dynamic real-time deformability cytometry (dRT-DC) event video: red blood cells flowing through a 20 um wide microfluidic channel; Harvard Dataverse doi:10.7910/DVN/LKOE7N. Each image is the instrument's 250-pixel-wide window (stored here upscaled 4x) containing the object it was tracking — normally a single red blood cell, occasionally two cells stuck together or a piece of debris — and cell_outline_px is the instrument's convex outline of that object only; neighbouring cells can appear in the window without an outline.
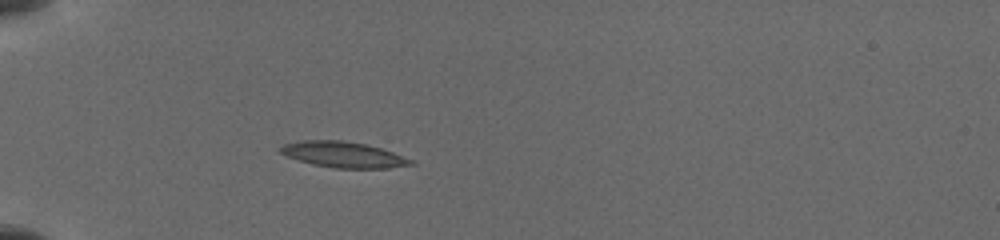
{"species": "common noctule bat (a hibernating species)", "species_latin": "Nyctalus noctula", "temperature_condition": "cold", "stored_images_in_passage": 3, "camera_frame_rate_fps": 3000, "um_per_image_px": 0.085, "animal": {"sex": "female", "body_mass_g": 19.5, "forearm_length_mm": 54.1}, "frame": {"image": 1, "passage_image": 1, "time_ms": 0.0, "image_size_px": [1000, 240], "cell_outline_px": [[416, 164], [388, 168], [336, 168], [312, 164], [288, 156], [280, 152], [280, 148], [284, 144], [304, 140], [344, 140], [364, 144], [380, 148], [392, 152], [412, 160]], "centroid_in_image_um": [29.2, 13.14], "position_along_channel_um": 55.8, "area_um2": 19.31}}